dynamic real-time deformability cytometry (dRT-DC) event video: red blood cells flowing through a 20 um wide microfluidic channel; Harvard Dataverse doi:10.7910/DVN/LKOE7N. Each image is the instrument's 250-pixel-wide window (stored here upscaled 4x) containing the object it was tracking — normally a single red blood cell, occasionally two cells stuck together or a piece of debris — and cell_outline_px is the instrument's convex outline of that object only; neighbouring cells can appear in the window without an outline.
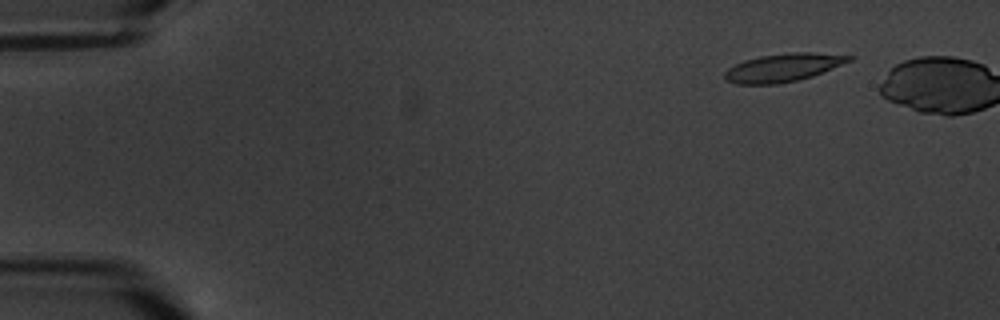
{"species": "common noctule bat (a hibernating species)", "species_latin": "Nyctalus noctula", "temperature_condition": "warm", "stored_images_in_passage": 8, "camera_frame_rate_fps": 3000, "um_per_image_px": 0.085, "animal": {"sex": "male", "body_mass_g": 20.1, "forearm_length_mm": 53.5}, "frame": {"image": 1, "passage_image": 2, "time_ms": 1.0, "image_size_px": [1000, 320], "cell_outline_px": [[856, 56], [852, 60], [812, 76], [796, 80], [776, 84], [736, 84], [724, 80], [724, 72], [728, 68], [744, 60], [760, 56], [796, 52], [812, 52]], "centroid_in_image_um": [66.55, 5.74], "position_along_channel_um": 18.5, "area_um2": 20.23}}
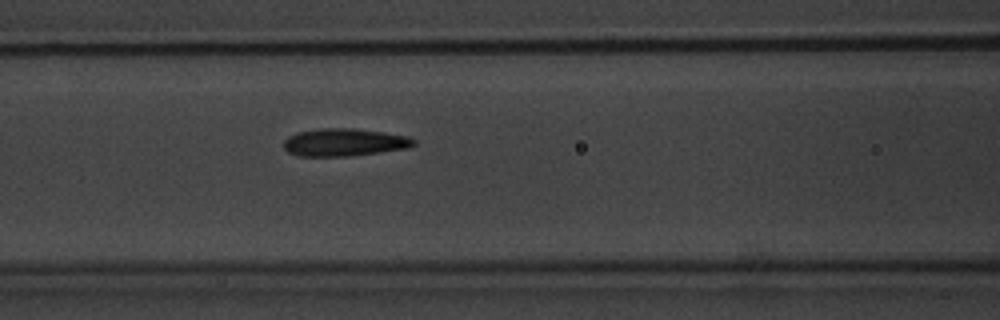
{"frame": {"image": 2, "passage_image": 7, "time_ms": 7.667, "image_size_px": [1000, 320], "cell_outline_px": [[416, 144], [412, 148], [348, 156], [296, 156], [288, 152], [284, 148], [284, 140], [288, 136], [296, 132], [320, 128], [356, 128], [384, 132], [408, 136], [416, 140]], "centroid_in_image_um": [29.29, 12.09], "position_along_channel_um": 137.3, "area_um2": 21.27}}